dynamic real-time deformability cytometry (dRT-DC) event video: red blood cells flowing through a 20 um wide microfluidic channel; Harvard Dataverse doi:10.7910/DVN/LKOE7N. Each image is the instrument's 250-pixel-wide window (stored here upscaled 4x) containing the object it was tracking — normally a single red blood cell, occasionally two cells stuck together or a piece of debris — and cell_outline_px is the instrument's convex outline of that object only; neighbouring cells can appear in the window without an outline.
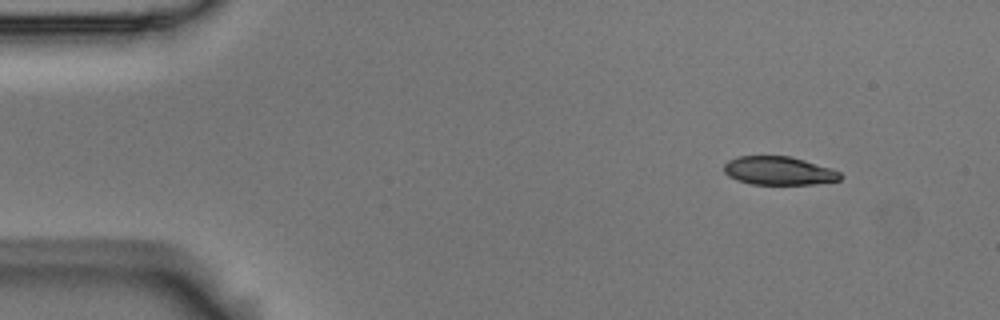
{"species": "Egyptian fruit bat (a non-hibernating species)", "species_latin": "Rousettus aegyptiacus", "temperature_condition": "room temperature", "stored_images_in_passage": 4, "camera_frame_rate_fps": 3000, "um_per_image_px": 0.085, "animal": {"sex": "male"}, "frame": {"image": 1, "passage_image": 1, "time_ms": 0.0, "image_size_px": [1000, 320], "cell_outline_px": [[844, 176], [840, 180], [816, 184], [752, 184], [736, 180], [728, 176], [724, 172], [724, 164], [728, 160], [736, 156], [792, 156], [832, 168], [840, 172]], "centroid_in_image_um": [66.21, 14.51], "position_along_channel_um": 18.8, "area_um2": 19.54}}
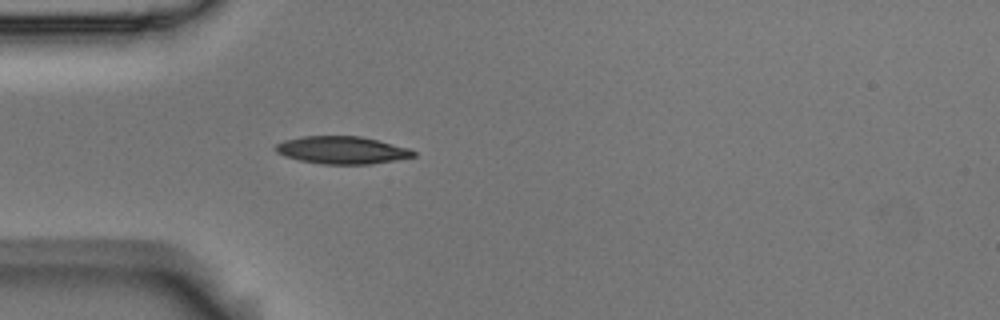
{"frame": {"image": 2, "passage_image": 4, "time_ms": 1.0, "image_size_px": [1000, 320], "cell_outline_px": [[416, 156], [396, 160], [372, 164], [320, 164], [300, 160], [284, 156], [276, 152], [272, 148], [276, 144], [284, 140], [300, 136], [360, 136], [408, 148], [416, 152]], "centroid_in_image_um": [29.02, 12.76], "position_along_channel_um": 56.0, "area_um2": 22.2}}